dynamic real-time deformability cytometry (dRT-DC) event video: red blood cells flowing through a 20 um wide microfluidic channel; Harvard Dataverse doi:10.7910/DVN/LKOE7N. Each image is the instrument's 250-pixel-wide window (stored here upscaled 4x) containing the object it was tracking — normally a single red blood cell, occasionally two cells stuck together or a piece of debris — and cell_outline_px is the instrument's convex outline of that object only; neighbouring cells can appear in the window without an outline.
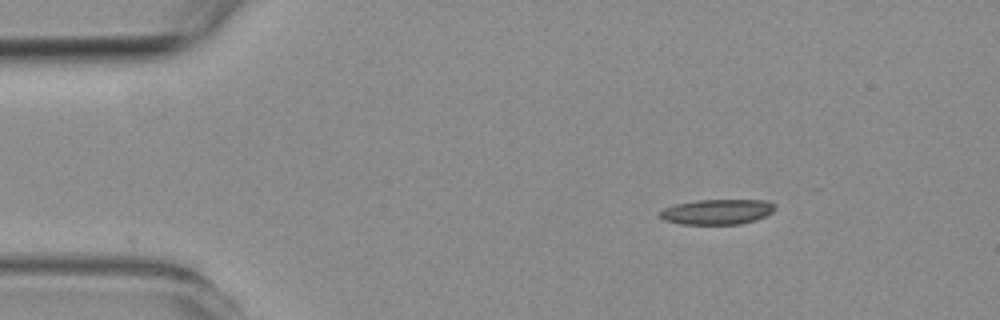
{"species": "common noctule bat (a hibernating species)", "species_latin": "Nyctalus noctula", "temperature_condition": "room temperature", "stored_images_in_passage": 2, "camera_frame_rate_fps": 3000, "um_per_image_px": 0.085, "animal": {"sex": "female", "body_mass_g": 19.3, "forearm_length_mm": 54.1}, "frame": {"image": 1, "passage_image": 2, "time_ms": 1.0, "image_size_px": [1000, 320], "cell_outline_px": [[776, 208], [772, 212], [756, 220], [740, 224], [680, 224], [664, 220], [660, 216], [660, 212], [664, 208], [676, 204], [696, 200], [768, 200], [776, 204]], "centroid_in_image_um": [60.99, 18.0], "position_along_channel_um": 24.0, "area_um2": 16.94}}